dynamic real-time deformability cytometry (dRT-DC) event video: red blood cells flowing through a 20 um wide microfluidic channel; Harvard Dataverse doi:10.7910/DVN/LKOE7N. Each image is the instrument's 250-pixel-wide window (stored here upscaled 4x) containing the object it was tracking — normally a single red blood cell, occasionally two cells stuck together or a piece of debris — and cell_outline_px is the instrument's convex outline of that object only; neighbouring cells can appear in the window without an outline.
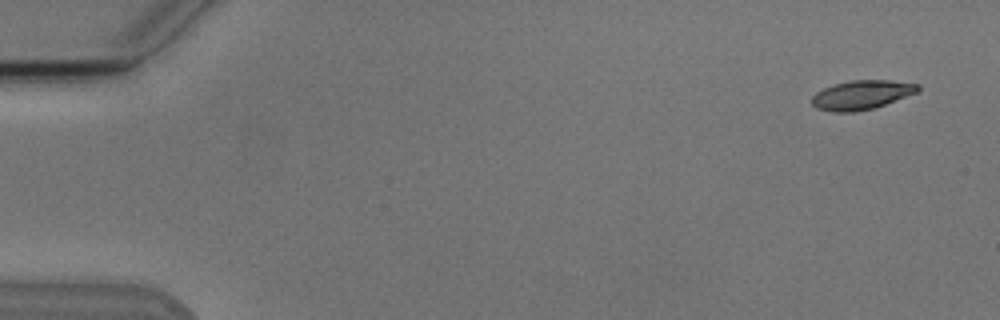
{"species": "Egyptian fruit bat (a non-hibernating species)", "species_latin": "Rousettus aegyptiacus", "temperature_condition": "cold", "stored_images_in_passage": 5, "camera_frame_rate_fps": 3000, "um_per_image_px": 0.085, "animal": {"sex": "male"}, "frame": {"image": 1, "passage_image": 1, "time_ms": 0.0, "image_size_px": [1000, 320], "cell_outline_px": [[920, 88], [916, 92], [884, 104], [872, 108], [856, 112], [832, 112], [816, 108], [812, 104], [812, 96], [816, 92], [824, 88], [836, 84], [852, 80], [892, 80], [920, 84]], "centroid_in_image_um": [73.21, 8.06], "position_along_channel_um": 11.8, "area_um2": 17.8}}
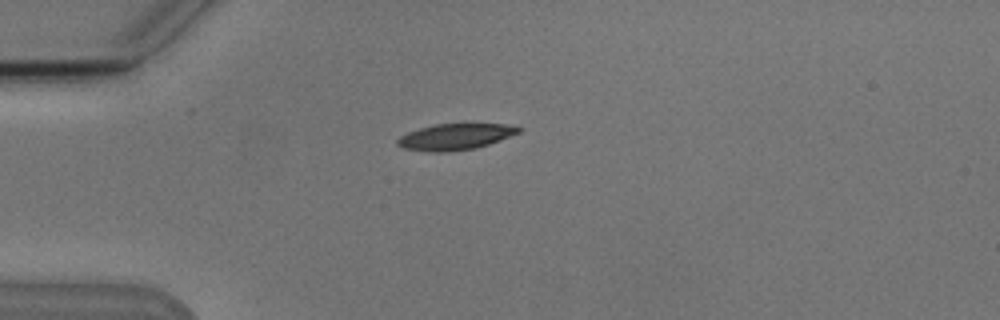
{"frame": {"image": 2, "passage_image": 4, "time_ms": 4.0, "image_size_px": [1000, 320], "cell_outline_px": [[520, 132], [500, 140], [476, 148], [444, 152], [428, 152], [404, 148], [396, 144], [396, 140], [400, 136], [408, 132], [420, 128], [436, 124], [504, 124], [520, 128]], "centroid_in_image_um": [38.65, 11.63], "position_along_channel_um": 46.4, "area_um2": 18.26}}